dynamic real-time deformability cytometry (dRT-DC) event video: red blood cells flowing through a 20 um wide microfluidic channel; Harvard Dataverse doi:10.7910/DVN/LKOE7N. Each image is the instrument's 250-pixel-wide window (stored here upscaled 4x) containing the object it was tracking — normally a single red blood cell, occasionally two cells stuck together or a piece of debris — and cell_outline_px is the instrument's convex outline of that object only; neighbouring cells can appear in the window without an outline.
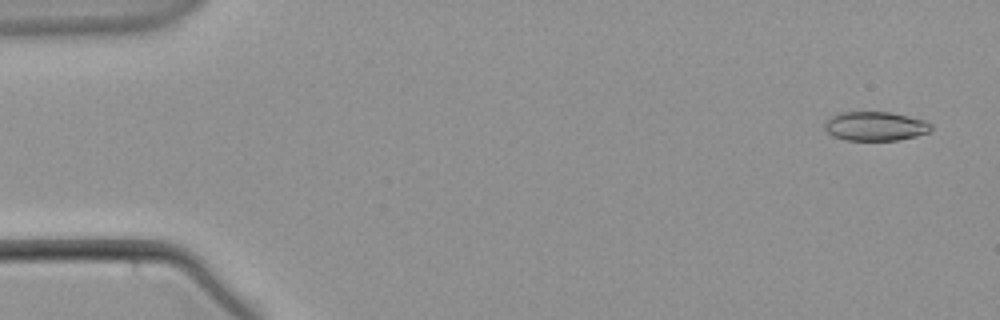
{"species": "common noctule bat (a hibernating species)", "species_latin": "Nyctalus noctula", "temperature_condition": "warm", "stored_images_in_passage": 42, "camera_frame_rate_fps": 3000, "um_per_image_px": 0.085, "animal": {"sex": "male", "body_mass_g": 21.5, "forearm_length_mm": 52.0}, "frame": {"image": 1, "passage_image": 2, "time_ms": 0.333, "image_size_px": [1000, 320], "cell_outline_px": [[932, 128], [928, 132], [916, 136], [896, 140], [844, 140], [832, 136], [824, 128], [824, 124], [832, 116], [840, 112], [888, 112], [908, 116], [924, 120], [932, 124]], "centroid_in_image_um": [74.39, 10.73], "position_along_channel_um": 10.6, "area_um2": 17.98}}
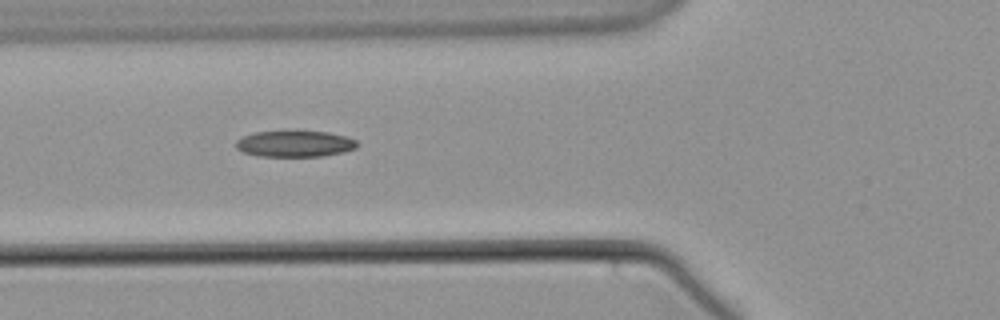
{"frame": {"image": 2, "passage_image": 22, "time_ms": 7.0, "image_size_px": [1000, 320], "cell_outline_px": [[360, 144], [356, 148], [344, 152], [324, 156], [256, 156], [244, 152], [236, 148], [236, 140], [244, 136], [256, 132], [296, 128], [328, 132], [348, 136], [356, 140]], "centroid_in_image_um": [25.1, 12.17], "position_along_channel_um": 100.7, "area_um2": 19.48}}
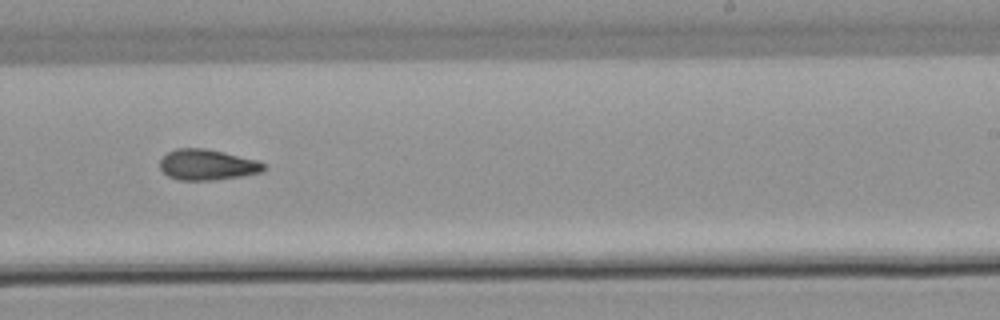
{"frame": {"image": 3, "passage_image": 37, "time_ms": 12.0, "image_size_px": [1000, 320], "cell_outline_px": [[264, 172], [244, 176], [212, 180], [176, 180], [168, 176], [160, 168], [160, 160], [168, 152], [176, 148], [204, 148], [224, 152], [256, 160], [264, 164]], "centroid_in_image_um": [17.61, 14.01], "position_along_channel_um": 271.4, "area_um2": 18.61}}